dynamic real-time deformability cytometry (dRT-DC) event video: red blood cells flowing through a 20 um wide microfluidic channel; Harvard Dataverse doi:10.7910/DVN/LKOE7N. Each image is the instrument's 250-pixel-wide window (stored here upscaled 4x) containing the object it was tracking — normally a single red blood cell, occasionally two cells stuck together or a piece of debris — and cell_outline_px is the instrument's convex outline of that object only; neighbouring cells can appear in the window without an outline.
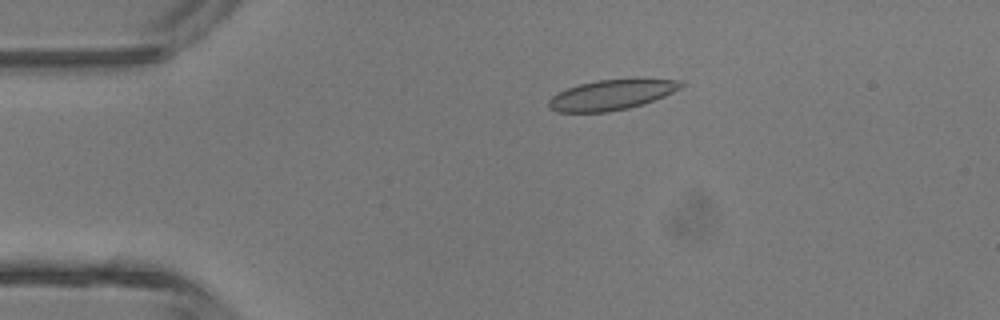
{"species": "common noctule bat (a hibernating species)", "species_latin": "Nyctalus noctula", "temperature_condition": "room temperature", "stored_images_in_passage": 4, "camera_frame_rate_fps": 3000, "um_per_image_px": 0.085, "animal": {"sex": "male", "body_mass_g": 13.3}, "frame": {"image": 1, "passage_image": 3, "time_ms": 2.0, "image_size_px": [1000, 320], "cell_outline_px": [[684, 84], [680, 88], [664, 96], [644, 104], [628, 108], [608, 112], [556, 112], [548, 108], [548, 100], [552, 96], [568, 88], [580, 84], [596, 80], [636, 76], [684, 80]], "centroid_in_image_um": [52.06, 8.01], "position_along_channel_um": 32.9, "area_um2": 24.16}}